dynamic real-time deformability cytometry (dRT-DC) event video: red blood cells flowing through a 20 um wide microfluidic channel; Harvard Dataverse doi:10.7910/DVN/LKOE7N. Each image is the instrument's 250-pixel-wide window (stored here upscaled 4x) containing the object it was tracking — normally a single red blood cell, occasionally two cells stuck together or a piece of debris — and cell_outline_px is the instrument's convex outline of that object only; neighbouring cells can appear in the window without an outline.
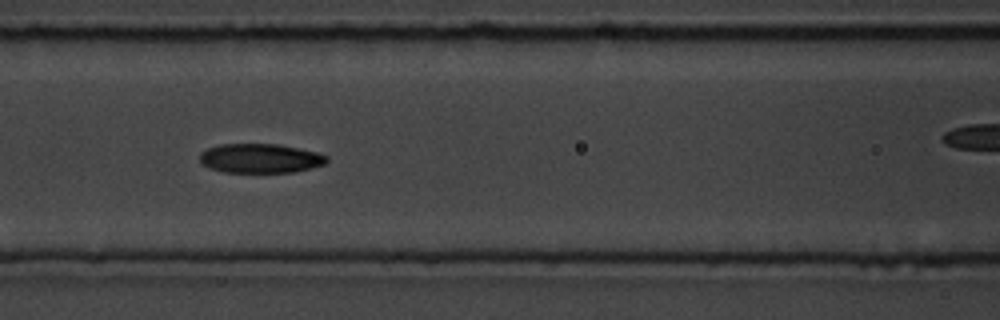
{"species": "common noctule bat (a hibernating species)", "species_latin": "Nyctalus noctula", "temperature_condition": "room temperature", "stored_images_in_passage": 18, "camera_frame_rate_fps": 3000, "um_per_image_px": 0.085, "animal": {"sex": "male", "body_mass_g": 19.5, "forearm_length_mm": 54.6}, "frame": {"image": 1, "passage_image": 8, "time_ms": 8.0, "image_size_px": [1000, 320], "cell_outline_px": [[328, 160], [324, 164], [312, 168], [296, 172], [224, 172], [208, 168], [200, 164], [200, 152], [208, 148], [220, 144], [276, 144], [320, 152], [328, 156]], "centroid_in_image_um": [22.13, 13.46], "position_along_channel_um": 144.5, "area_um2": 21.91}}
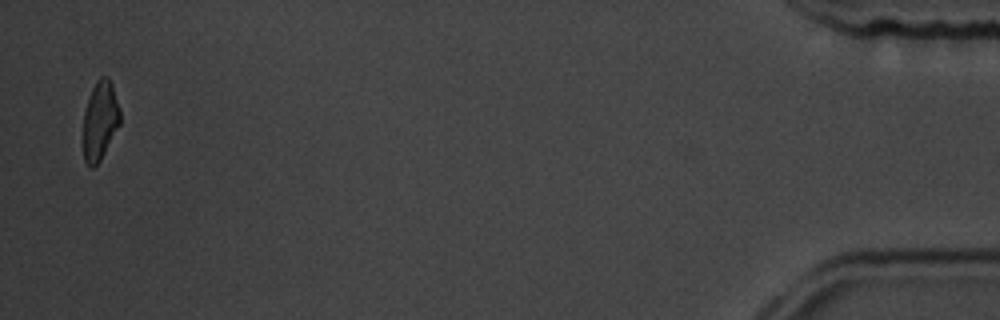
{"frame": {"image": 2, "passage_image": 18, "time_ms": 20.0, "image_size_px": [1000, 320], "cell_outline_px": [[120, 124], [100, 160], [92, 168], [88, 168], [84, 160], [84, 112], [92, 88], [100, 76], [108, 76], [112, 84], [120, 108]], "centroid_in_image_um": [8.51, 10.24], "position_along_channel_um": 426.7, "area_um2": 16.82}, "authors_computed_cell_mechanics": {"area_um2": 21.3282, "velocity_mm_per_s": 3.6035, "shape_relaxation_time_tau1_ms": 3.1908, "shape_relaxation_time_tau2_ms": 7.7432, "deformation_change_tau1": 0.123, "deformation_change_tau2": 0.1124}}